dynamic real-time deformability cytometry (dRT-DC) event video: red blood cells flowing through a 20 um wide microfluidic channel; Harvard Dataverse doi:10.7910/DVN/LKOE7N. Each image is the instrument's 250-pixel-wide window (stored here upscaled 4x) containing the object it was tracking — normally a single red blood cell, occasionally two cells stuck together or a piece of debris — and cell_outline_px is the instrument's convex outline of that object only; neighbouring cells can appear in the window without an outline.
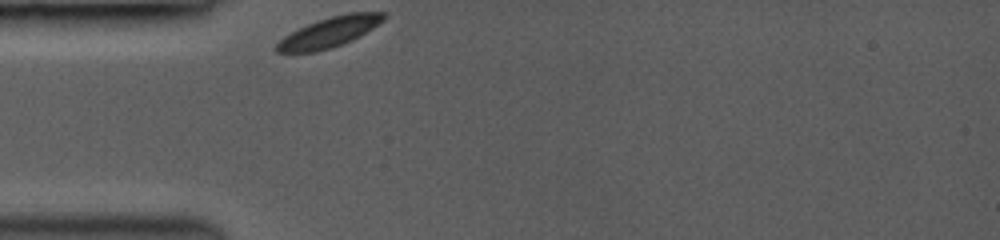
{"species": "common noctule bat (a hibernating species)", "species_latin": "Nyctalus noctula", "temperature_condition": "room temperature", "stored_images_in_passage": 1, "camera_frame_rate_fps": 3000, "um_per_image_px": 0.085, "animal": {"sex": "female", "body_mass_g": 19.0, "forearm_length_mm": 53.3}, "frame": {"image": 1, "passage_image": 1, "time_ms": 0.0, "image_size_px": [1000, 240], "cell_outline_px": [[388, 16], [384, 20], [372, 28], [352, 40], [332, 48], [316, 52], [276, 52], [272, 48], [284, 36], [316, 20], [348, 12], [388, 12]], "centroid_in_image_um": [28.01, 2.73], "position_along_channel_um": 57.0, "area_um2": 18.84}}